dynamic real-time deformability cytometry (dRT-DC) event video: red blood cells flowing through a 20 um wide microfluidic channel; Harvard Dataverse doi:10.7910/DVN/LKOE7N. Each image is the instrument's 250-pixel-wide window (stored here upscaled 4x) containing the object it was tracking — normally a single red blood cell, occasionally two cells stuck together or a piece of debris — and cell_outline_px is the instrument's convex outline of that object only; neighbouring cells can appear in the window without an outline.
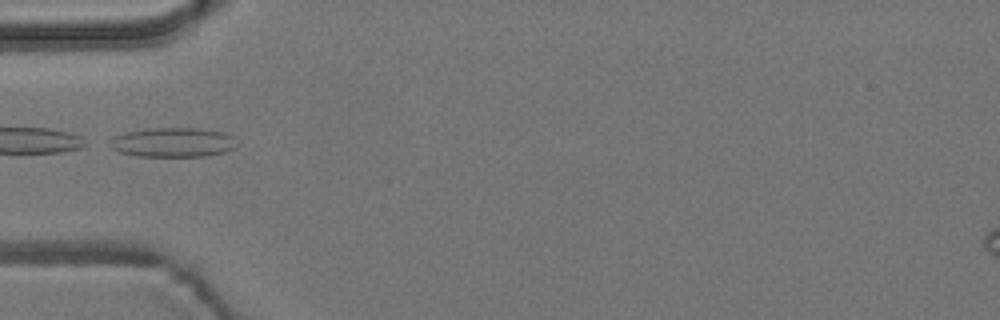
{"species": "common noctule bat (a hibernating species)", "species_latin": "Nyctalus noctula", "temperature_condition": "room temperature", "stored_images_in_passage": 8, "camera_frame_rate_fps": 3000, "um_per_image_px": 0.085, "animal": {"sex": "male", "body_mass_g": 19.2, "forearm_length_mm": 51.8}, "frame": {"image": 1, "passage_image": 5, "time_ms": 1.333, "image_size_px": [1000, 320], "cell_outline_px": [[240, 144], [236, 148], [224, 152], [204, 156], [140, 156], [120, 152], [104, 144], [108, 140], [116, 136], [128, 132], [152, 128], [196, 128], [224, 132], [232, 136]], "centroid_in_image_um": [14.72, 12.1], "position_along_channel_um": 70.3, "area_um2": 21.91}}
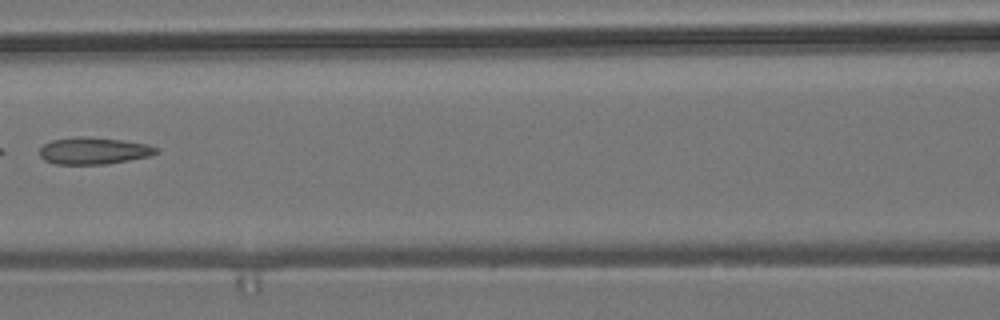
{"frame": {"image": 2, "passage_image": 7, "time_ms": 2.0, "image_size_px": [1000, 320], "cell_outline_px": [[160, 152], [148, 156], [128, 160], [104, 164], [56, 164], [44, 160], [40, 156], [40, 148], [44, 144], [52, 140], [80, 136], [120, 140], [144, 144], [160, 148]], "centroid_in_image_um": [7.95, 12.82], "position_along_channel_um": 158.7, "area_um2": 18.03}}
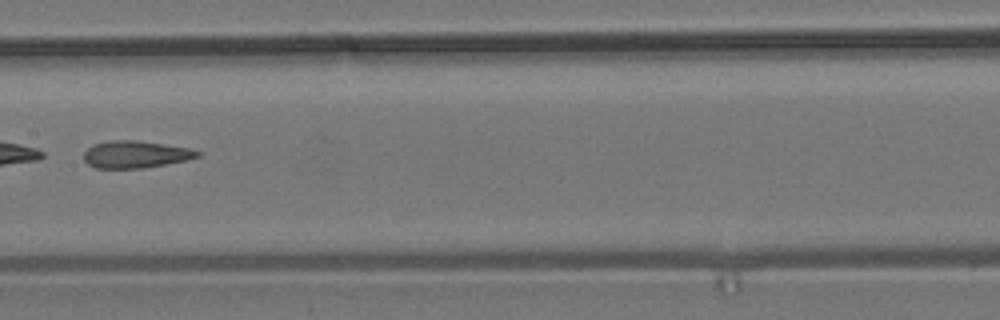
{"frame": {"image": 3, "passage_image": 8, "time_ms": 2.333, "image_size_px": [1000, 320], "cell_outline_px": [[200, 156], [188, 160], [140, 168], [96, 168], [88, 164], [84, 160], [84, 152], [92, 144], [108, 140], [136, 140], [192, 148], [200, 152]], "centroid_in_image_um": [11.51, 13.11], "position_along_channel_um": 195.9, "area_um2": 18.03}}